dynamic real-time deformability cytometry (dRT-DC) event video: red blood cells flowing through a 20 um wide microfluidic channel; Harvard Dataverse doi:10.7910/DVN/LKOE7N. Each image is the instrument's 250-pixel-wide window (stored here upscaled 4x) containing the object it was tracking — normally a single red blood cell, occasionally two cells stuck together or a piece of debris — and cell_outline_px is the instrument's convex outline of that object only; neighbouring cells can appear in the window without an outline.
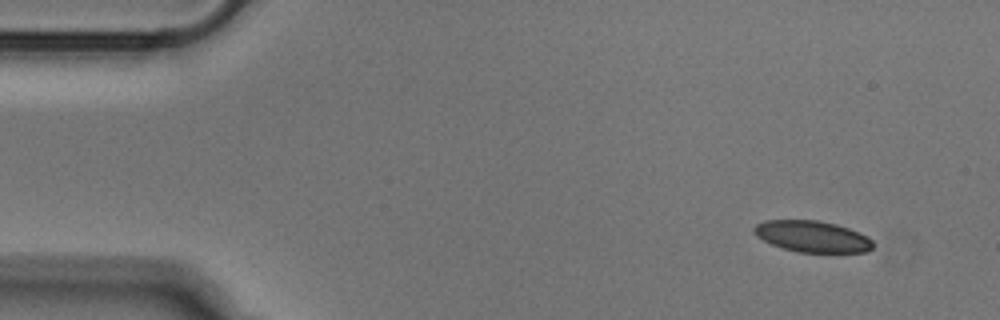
{"species": "Egyptian fruit bat (a non-hibernating species)", "species_latin": "Rousettus aegyptiacus", "temperature_condition": "cold", "stored_images_in_passage": 48, "camera_frame_rate_fps": 3000, "um_per_image_px": 0.085, "animal": {"sex": "male"}, "frame": {"image": 1, "passage_image": 1, "time_ms": 0.0, "image_size_px": [1000, 320], "cell_outline_px": [[872, 248], [868, 252], [800, 252], [784, 248], [772, 244], [756, 236], [752, 232], [752, 228], [756, 224], [764, 220], [820, 220], [836, 224], [860, 232], [868, 236], [872, 240]], "centroid_in_image_um": [69.04, 20.08], "position_along_channel_um": 16.0, "area_um2": 21.79}}
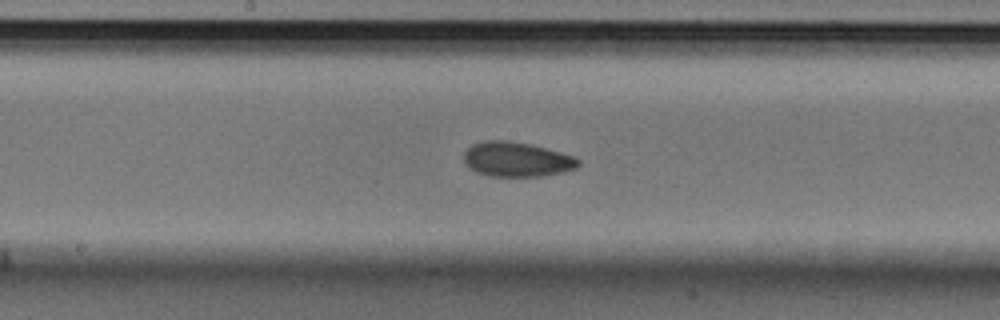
{"frame": {"image": 2, "passage_image": 23, "time_ms": 7.333, "image_size_px": [1000, 320], "cell_outline_px": [[580, 164], [576, 168], [544, 176], [488, 176], [476, 172], [464, 164], [464, 152], [472, 144], [484, 140], [504, 140], [532, 144], [560, 152], [572, 156], [580, 160]], "centroid_in_image_um": [43.89, 13.54], "position_along_channel_um": 204.3, "area_um2": 23.18}}
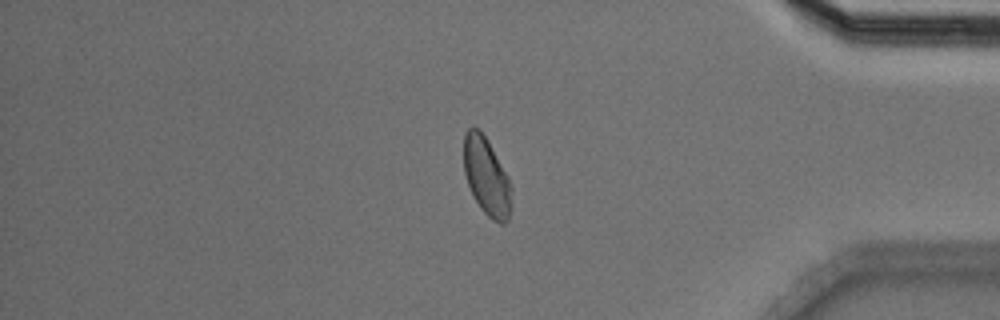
{"frame": {"image": 3, "passage_image": 40, "time_ms": 13.0, "image_size_px": [1000, 320], "cell_outline_px": [[512, 192], [508, 220], [504, 224], [500, 224], [492, 220], [480, 208], [472, 196], [464, 172], [464, 132], [472, 124], [480, 128], [488, 140], [508, 176], [512, 188]], "centroid_in_image_um": [41.35, 14.97], "position_along_channel_um": 393.9, "area_um2": 22.02}}